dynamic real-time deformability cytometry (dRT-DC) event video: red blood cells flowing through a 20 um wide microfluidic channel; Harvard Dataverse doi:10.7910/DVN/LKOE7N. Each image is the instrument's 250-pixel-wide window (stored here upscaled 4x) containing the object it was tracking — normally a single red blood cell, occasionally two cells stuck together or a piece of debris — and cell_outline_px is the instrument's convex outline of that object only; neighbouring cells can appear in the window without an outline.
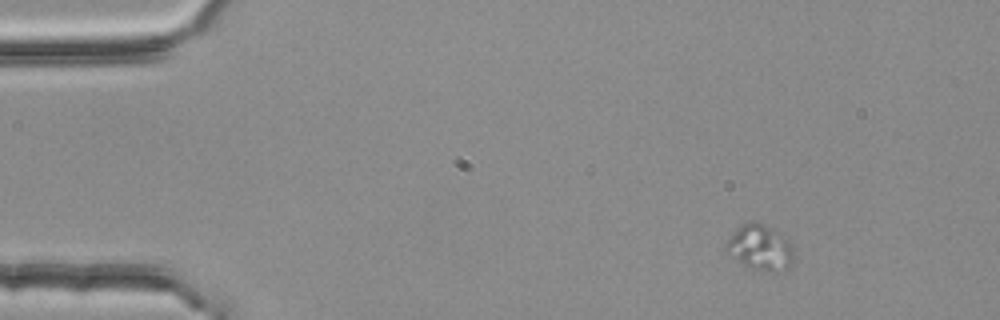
{"species": "common noctule bat (a hibernating species)", "species_latin": "Nyctalus noctula", "temperature_condition": "room temperature", "stored_images_in_passage": 4, "camera_frame_rate_fps": 3000, "um_per_image_px": 0.085, "animal": {"sex": "female", "body_mass_g": 25.1}, "frame": {"image": 1, "passage_image": 2, "time_ms": 0.333, "image_size_px": [1000, 320], "cell_outline_px": [[796, 256], [784, 268], [776, 272], [768, 272], [744, 264], [724, 248], [728, 240], [736, 228], [740, 224], [748, 220], [752, 220], [764, 224], [788, 240], [792, 244]], "centroid_in_image_um": [64.62, 21.0], "position_along_channel_um": 20.4, "area_um2": 17.51}}